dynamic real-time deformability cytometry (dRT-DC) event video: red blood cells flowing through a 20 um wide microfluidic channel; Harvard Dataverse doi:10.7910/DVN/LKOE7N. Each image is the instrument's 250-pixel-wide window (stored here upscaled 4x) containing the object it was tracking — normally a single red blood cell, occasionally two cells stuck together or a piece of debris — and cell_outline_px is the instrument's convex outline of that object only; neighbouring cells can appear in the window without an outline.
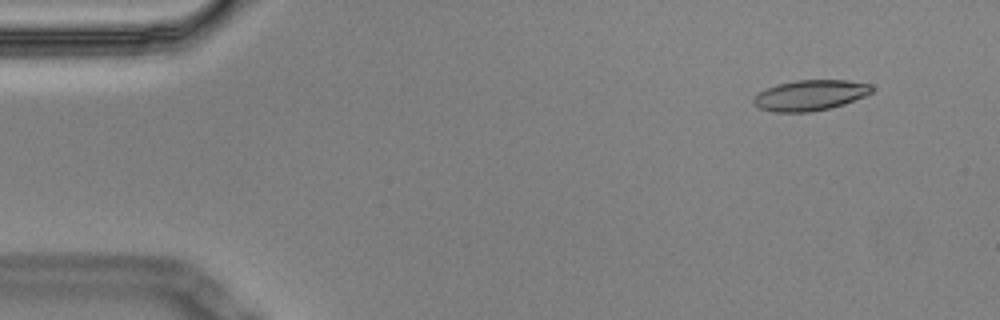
{"species": "Egyptian fruit bat (a non-hibernating species)", "species_latin": "Rousettus aegyptiacus", "temperature_condition": "cold", "stored_images_in_passage": 5, "camera_frame_rate_fps": 3000, "um_per_image_px": 0.085, "animal": {"sex": "male"}, "frame": {"image": 1, "passage_image": 2, "time_ms": 0.333, "image_size_px": [1000, 320], "cell_outline_px": [[872, 92], [864, 96], [844, 104], [812, 112], [772, 112], [760, 108], [752, 104], [752, 100], [760, 92], [776, 84], [796, 80], [848, 80], [872, 84]], "centroid_in_image_um": [68.86, 8.09], "position_along_channel_um": 16.1, "area_um2": 21.04}}